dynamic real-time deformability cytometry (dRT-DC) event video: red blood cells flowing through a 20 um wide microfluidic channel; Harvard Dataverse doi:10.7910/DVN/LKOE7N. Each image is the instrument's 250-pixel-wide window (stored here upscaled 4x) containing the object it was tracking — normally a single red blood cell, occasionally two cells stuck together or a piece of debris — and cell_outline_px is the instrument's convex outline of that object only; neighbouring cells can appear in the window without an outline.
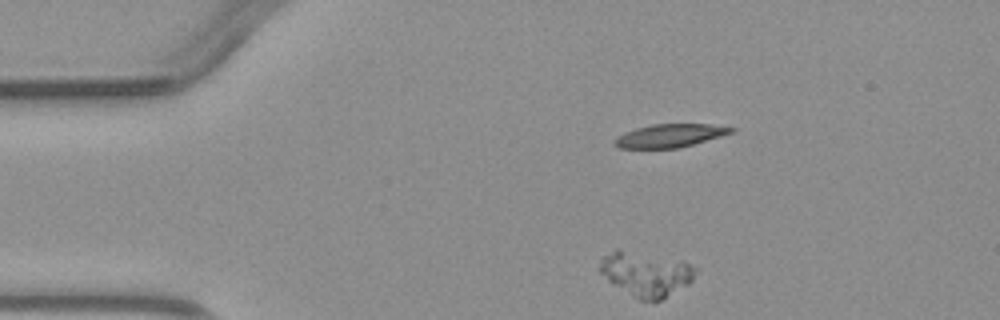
{"species": "common noctule bat (a hibernating species)", "species_latin": "Nyctalus noctula", "temperature_condition": "warm", "stored_images_in_passage": 3, "camera_frame_rate_fps": 3000, "um_per_image_px": 0.085, "animal": {"sex": "male", "body_mass_g": 23.1, "forearm_length_mm": 52.7}, "frame": {"image": 1, "passage_image": 1, "time_ms": 0.0, "image_size_px": [1000, 320], "cell_outline_px": [[696, 272], [692, 280], [688, 284], [660, 300], [640, 300], [632, 296], [612, 284], [596, 268], [600, 260], [604, 256], [616, 248], [620, 248], [688, 264], [696, 268]], "centroid_in_image_um": [54.82, 23.29], "position_along_channel_um": 30.2, "area_um2": 24.33}}
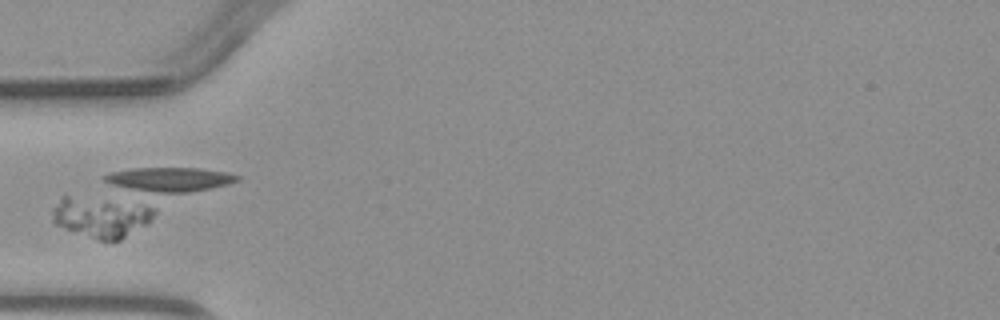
{"frame": {"image": 2, "passage_image": 3, "time_ms": 2.333, "image_size_px": [1000, 320], "cell_outline_px": [[156, 212], [144, 224], [120, 240], [100, 240], [64, 228], [56, 224], [52, 220], [52, 208], [64, 196], [68, 196], [152, 208]], "centroid_in_image_um": [8.48, 18.49], "position_along_channel_um": 76.5, "area_um2": 22.31}}